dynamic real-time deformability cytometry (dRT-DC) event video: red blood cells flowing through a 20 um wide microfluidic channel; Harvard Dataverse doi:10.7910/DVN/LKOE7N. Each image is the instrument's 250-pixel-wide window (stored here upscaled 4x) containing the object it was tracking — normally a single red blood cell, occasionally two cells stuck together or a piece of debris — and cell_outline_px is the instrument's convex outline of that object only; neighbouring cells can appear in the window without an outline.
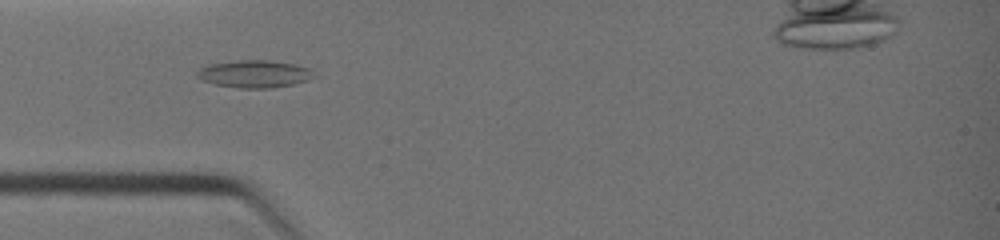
{"species": "common noctule bat (a hibernating species)", "species_latin": "Nyctalus noctula", "temperature_condition": "warm", "stored_images_in_passage": 6, "camera_frame_rate_fps": 3000, "um_per_image_px": 0.085, "animal": {"sex": "female", "body_mass_g": 19.0, "forearm_length_mm": 51.5}, "frame": {"image": 1, "passage_image": 3, "time_ms": 2.0, "image_size_px": [1000, 240], "cell_outline_px": [[312, 72], [308, 80], [292, 84], [272, 88], [240, 88], [216, 84], [200, 80], [196, 76], [196, 72], [200, 68], [208, 64], [236, 60], [272, 60], [296, 64], [308, 68]], "centroid_in_image_um": [21.56, 6.27], "position_along_channel_um": 63.4, "area_um2": 18.61}}
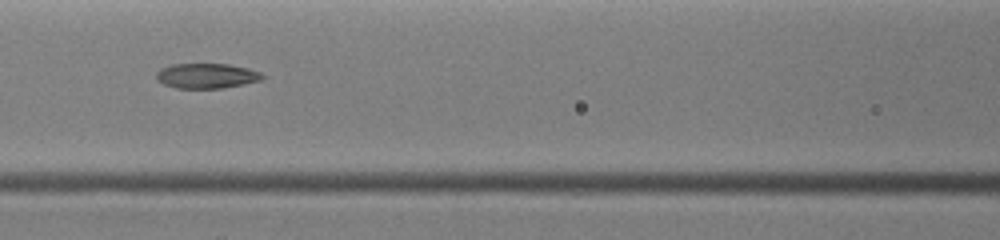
{"frame": {"image": 2, "passage_image": 5, "time_ms": 3.667, "image_size_px": [1000, 240], "cell_outline_px": [[264, 76], [260, 80], [244, 84], [224, 88], [176, 88], [164, 84], [156, 80], [156, 72], [160, 68], [172, 64], [228, 64], [248, 68], [260, 72]], "centroid_in_image_um": [17.53, 6.44], "position_along_channel_um": 149.1, "area_um2": 15.49}}
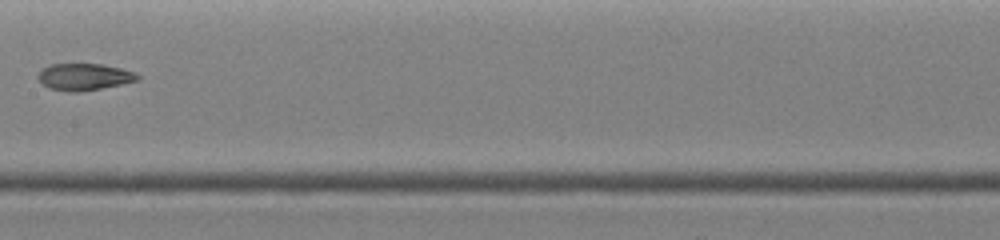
{"frame": {"image": 3, "passage_image": 6, "time_ms": 4.667, "image_size_px": [1000, 240], "cell_outline_px": [[140, 80], [80, 92], [72, 92], [48, 88], [36, 76], [40, 68], [52, 64], [104, 64], [136, 72], [140, 76]], "centroid_in_image_um": [7.15, 6.52], "position_along_channel_um": 200.3, "area_um2": 15.61}}